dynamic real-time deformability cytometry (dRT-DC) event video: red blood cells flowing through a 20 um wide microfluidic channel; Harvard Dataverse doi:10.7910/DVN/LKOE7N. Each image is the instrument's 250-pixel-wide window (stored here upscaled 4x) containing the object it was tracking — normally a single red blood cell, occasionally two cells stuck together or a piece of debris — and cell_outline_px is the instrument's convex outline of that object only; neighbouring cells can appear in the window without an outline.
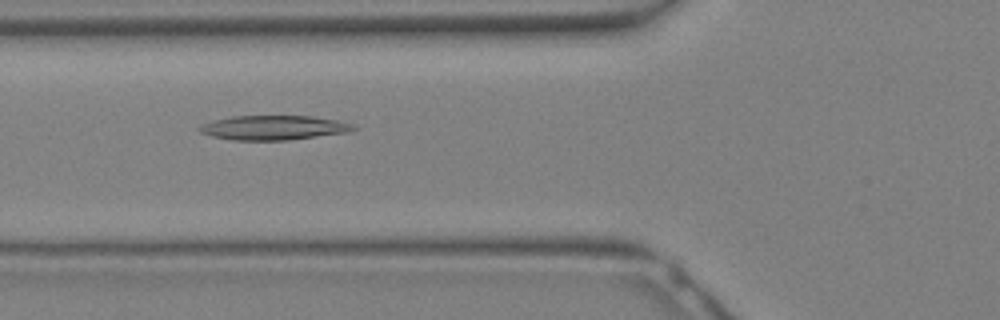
{"species": "Egyptian fruit bat (a non-hibernating species)", "species_latin": "Rousettus aegyptiacus", "temperature_condition": "warm", "stored_images_in_passage": 22, "camera_frame_rate_fps": 3000, "um_per_image_px": 0.085, "animal": {"sex": "female"}, "frame": {"image": 1, "passage_image": 3, "time_ms": 0.667, "image_size_px": [1000, 320], "cell_outline_px": [[356, 128], [348, 132], [288, 140], [232, 140], [212, 136], [200, 132], [196, 128], [204, 124], [216, 120], [232, 116], [312, 116], [336, 120], [352, 124]], "centroid_in_image_um": [23.24, 10.85], "position_along_channel_um": 102.6, "area_um2": 21.68}}
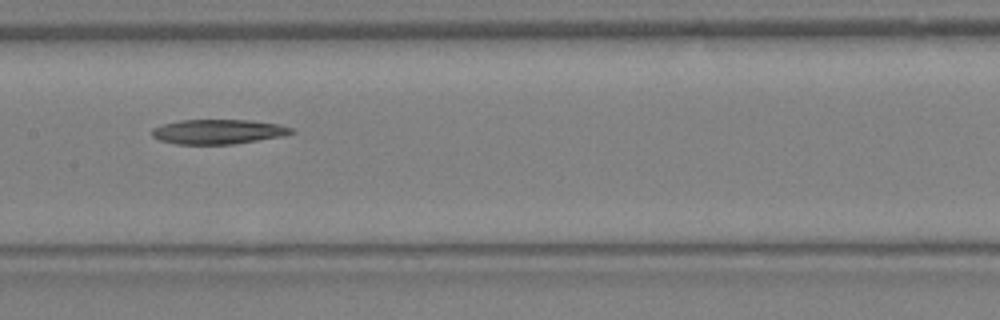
{"frame": {"image": 2, "passage_image": 7, "time_ms": 2.0, "image_size_px": [1000, 320], "cell_outline_px": [[296, 132], [284, 136], [232, 144], [176, 144], [160, 140], [152, 136], [152, 128], [164, 124], [180, 120], [248, 120], [276, 124], [292, 128]], "centroid_in_image_um": [18.54, 11.19], "position_along_channel_um": 188.9, "area_um2": 19.88}}
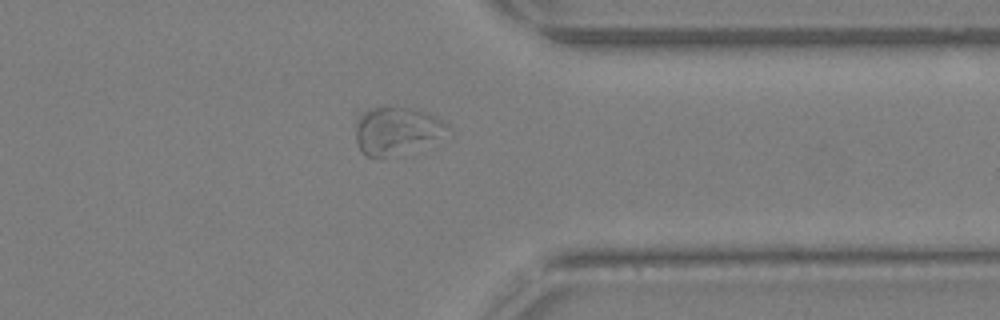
{"frame": {"image": 3, "passage_image": 16, "time_ms": 5.0, "image_size_px": [1000, 320], "cell_outline_px": [[448, 128], [436, 136], [384, 156], [364, 156], [360, 152], [356, 140], [356, 112], [372, 108], [408, 108], [428, 112], [448, 124]], "centroid_in_image_um": [33.52, 11.01], "position_along_channel_um": 377.9, "area_um2": 23.76}}